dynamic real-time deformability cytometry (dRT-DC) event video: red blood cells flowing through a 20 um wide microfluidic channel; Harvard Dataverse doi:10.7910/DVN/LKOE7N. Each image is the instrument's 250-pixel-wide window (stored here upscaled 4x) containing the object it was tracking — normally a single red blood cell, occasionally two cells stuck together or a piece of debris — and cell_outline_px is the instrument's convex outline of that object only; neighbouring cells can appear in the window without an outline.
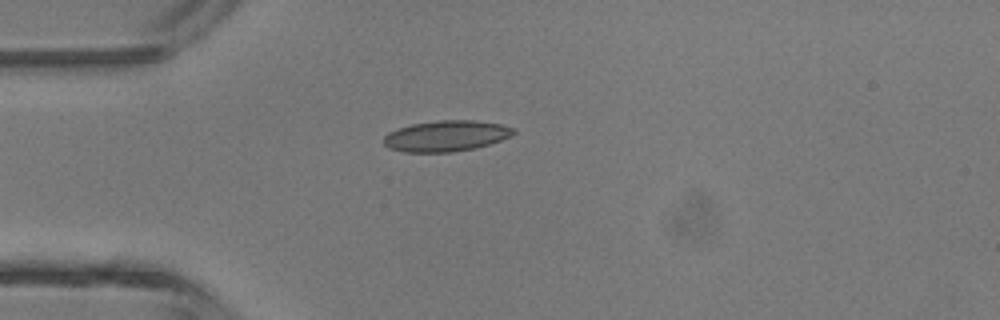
{"species": "common noctule bat (a hibernating species)", "species_latin": "Nyctalus noctula", "temperature_condition": "room temperature", "stored_images_in_passage": 5, "camera_frame_rate_fps": 3000, "um_per_image_px": 0.085, "animal": {"sex": "male", "body_mass_g": 13.3}, "frame": {"image": 1, "passage_image": 5, "time_ms": 4.667, "image_size_px": [1000, 320], "cell_outline_px": [[516, 132], [500, 140], [476, 148], [452, 152], [404, 152], [388, 148], [384, 144], [384, 136], [388, 132], [412, 124], [440, 120], [472, 120], [500, 124], [516, 128]], "centroid_in_image_um": [37.91, 11.56], "position_along_channel_um": 47.1, "area_um2": 23.24}}